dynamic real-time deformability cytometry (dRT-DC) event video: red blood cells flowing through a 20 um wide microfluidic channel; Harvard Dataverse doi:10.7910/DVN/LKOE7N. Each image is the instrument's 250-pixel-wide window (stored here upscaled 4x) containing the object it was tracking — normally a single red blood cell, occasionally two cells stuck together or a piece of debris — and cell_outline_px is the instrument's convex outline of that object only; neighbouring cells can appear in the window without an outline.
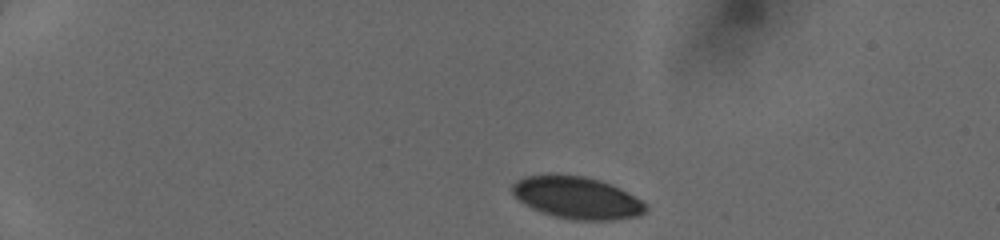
{"species": "human", "species_latin": "Homo sapiens", "temperature_condition": "cold", "stored_images_in_passage": 39, "camera_frame_rate_fps": 3000, "um_per_image_px": 0.085, "donor": {"sex": "female"}, "frame": {"image": 1, "passage_image": 1, "time_ms": 0.0, "image_size_px": [1000, 240], "cell_outline_px": [[648, 208], [644, 212], [636, 216], [612, 220], [572, 220], [540, 212], [524, 204], [512, 192], [512, 184], [516, 180], [524, 176], [584, 176], [600, 180], [640, 200]], "centroid_in_image_um": [49.0, 16.83], "position_along_channel_um": 36.0, "area_um2": 31.85}}
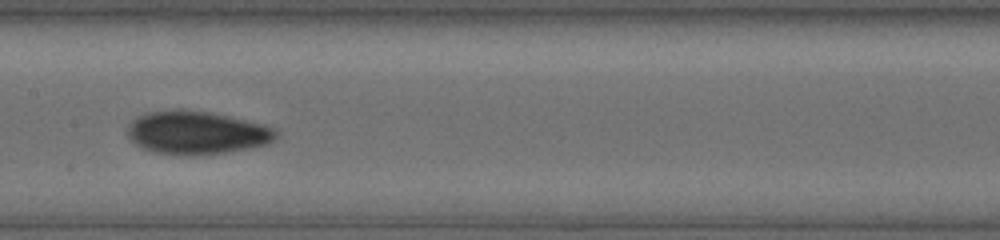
{"frame": {"image": 2, "passage_image": 18, "time_ms": 5.667, "image_size_px": [1000, 240], "cell_outline_px": [[276, 136], [268, 144], [248, 148], [224, 152], [192, 156], [184, 156], [156, 152], [144, 148], [136, 144], [128, 136], [128, 124], [132, 120], [144, 112], [176, 108], [180, 108], [212, 112], [264, 124], [276, 128]], "centroid_in_image_um": [16.7, 11.25], "position_along_channel_um": 190.7, "area_um2": 37.69}}
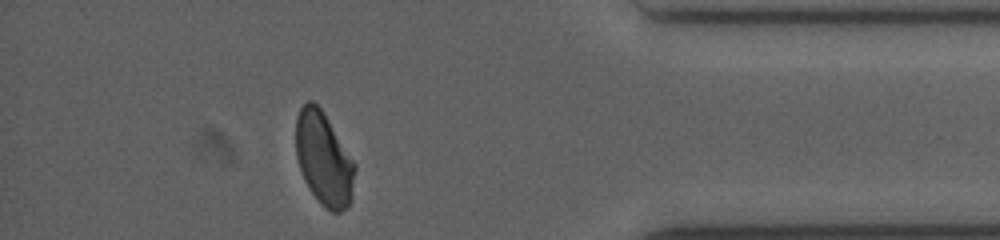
{"frame": {"image": 3, "passage_image": 35, "time_ms": 11.333, "image_size_px": [1000, 240], "cell_outline_px": [[356, 168], [352, 196], [348, 208], [340, 212], [332, 212], [324, 208], [320, 204], [304, 180], [296, 156], [296, 116], [300, 108], [308, 100], [312, 100], [324, 112], [356, 164]], "centroid_in_image_um": [27.53, 13.51], "position_along_channel_um": 407.7, "area_um2": 32.25}}